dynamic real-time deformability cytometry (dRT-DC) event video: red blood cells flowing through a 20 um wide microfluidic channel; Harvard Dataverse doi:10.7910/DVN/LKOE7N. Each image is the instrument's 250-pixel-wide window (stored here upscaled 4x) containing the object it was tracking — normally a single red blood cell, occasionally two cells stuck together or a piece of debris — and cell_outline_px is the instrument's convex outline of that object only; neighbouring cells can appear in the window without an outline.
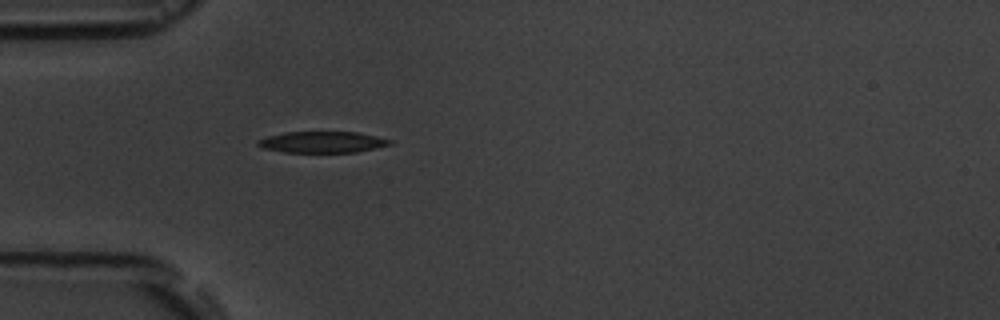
{"species": "common noctule bat (a hibernating species)", "species_latin": "Nyctalus noctula", "temperature_condition": "room temperature", "stored_images_in_passage": 1, "camera_frame_rate_fps": 3000, "um_per_image_px": 0.085, "animal": {"sex": "male", "body_mass_g": 19.5, "forearm_length_mm": 54.6}, "frame": {"image": 1, "passage_image": 1, "time_ms": 0.0, "image_size_px": [1000, 320], "cell_outline_px": [[392, 144], [376, 148], [356, 152], [284, 152], [264, 148], [256, 144], [256, 140], [268, 136], [284, 132], [360, 132], [392, 140]], "centroid_in_image_um": [27.4, 12.07], "position_along_channel_um": 57.6, "area_um2": 16.36}}